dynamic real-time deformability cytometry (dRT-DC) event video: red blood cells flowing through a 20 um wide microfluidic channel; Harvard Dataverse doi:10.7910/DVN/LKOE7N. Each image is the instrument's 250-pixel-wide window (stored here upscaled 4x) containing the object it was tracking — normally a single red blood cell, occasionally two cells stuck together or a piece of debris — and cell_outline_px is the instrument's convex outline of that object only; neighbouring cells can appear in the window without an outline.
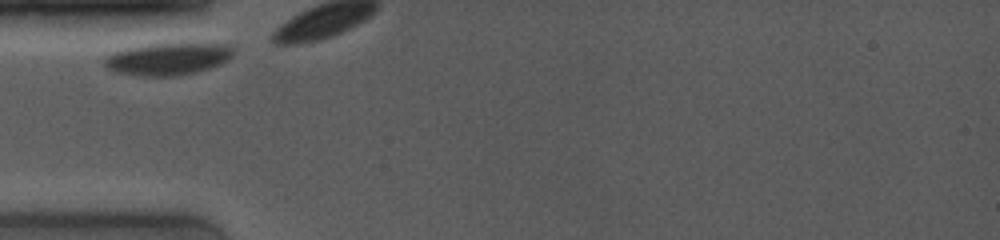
{"species": "common noctule bat (a hibernating species)", "species_latin": "Nyctalus noctula", "temperature_condition": "room temperature", "stored_images_in_passage": 14, "camera_frame_rate_fps": 4000, "um_per_image_px": 0.085, "animal": {"sex": "female", "body_mass_g": 19.0, "forearm_length_mm": 53.3}, "frame": {"image": 1, "passage_image": 1, "time_ms": 0.0, "image_size_px": [1000, 240], "cell_outline_px": [[232, 56], [228, 60], [220, 64], [196, 72], [180, 76], [140, 76], [116, 72], [108, 68], [104, 64], [104, 56], [112, 52], [124, 48], [148, 44], [220, 44], [232, 48]], "centroid_in_image_um": [14.19, 5.02], "position_along_channel_um": 70.8, "area_um2": 24.04}}
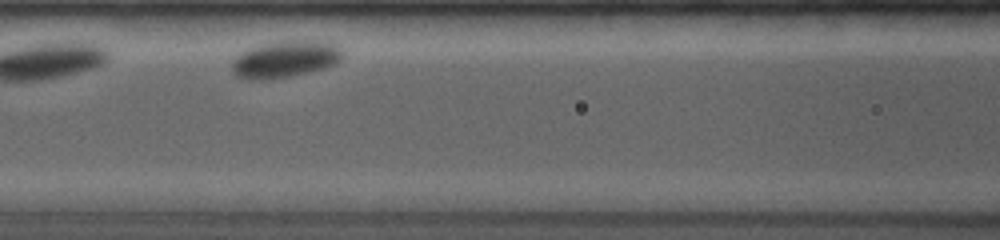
{"frame": {"image": 2, "passage_image": 5, "time_ms": 2.75, "image_size_px": [1000, 240], "cell_outline_px": [[344, 52], [340, 60], [336, 64], [324, 68], [292, 76], [264, 80], [248, 80], [236, 76], [232, 72], [232, 60], [244, 48], [260, 44], [280, 40], [316, 40], [336, 44], [344, 48]], "centroid_in_image_um": [24.22, 5.01], "position_along_channel_um": 142.4, "area_um2": 24.51}}
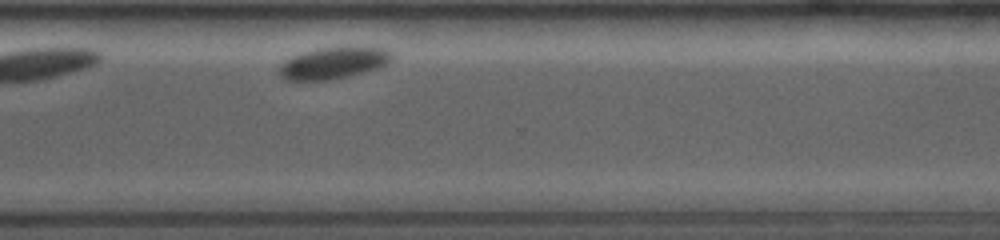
{"frame": {"image": 3, "passage_image": 14, "time_ms": 8.75, "image_size_px": [1000, 240], "cell_outline_px": [[392, 56], [388, 64], [376, 68], [348, 76], [332, 80], [284, 80], [280, 76], [280, 64], [304, 52], [316, 48], [388, 48], [392, 52]], "centroid_in_image_um": [28.35, 5.37], "position_along_channel_um": 342.2, "area_um2": 20.23}}